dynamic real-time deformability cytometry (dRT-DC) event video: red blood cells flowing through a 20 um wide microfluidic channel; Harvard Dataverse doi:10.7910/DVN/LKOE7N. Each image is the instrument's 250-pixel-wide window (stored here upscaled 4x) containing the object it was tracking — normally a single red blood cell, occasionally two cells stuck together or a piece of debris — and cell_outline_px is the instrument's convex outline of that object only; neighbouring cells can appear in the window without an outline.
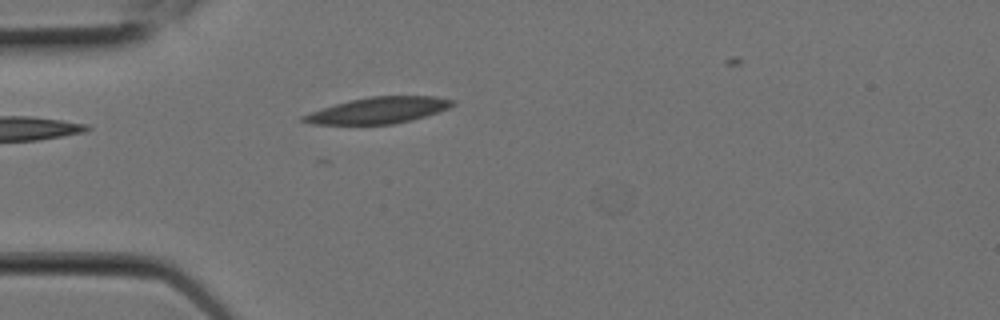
{"species": "Egyptian fruit bat (a non-hibernating species)", "species_latin": "Rousettus aegyptiacus", "temperature_condition": "room temperature", "stored_images_in_passage": 5, "camera_frame_rate_fps": 3000, "um_per_image_px": 0.085, "animal": {"sex": "female"}, "frame": {"image": 1, "passage_image": 5, "time_ms": 1.333, "image_size_px": [1000, 320], "cell_outline_px": [[456, 104], [448, 108], [412, 120], [392, 124], [312, 124], [300, 120], [300, 116], [336, 104], [352, 100], [372, 96], [436, 96], [456, 100]], "centroid_in_image_um": [32.21, 9.37], "position_along_channel_um": 52.8, "area_um2": 22.54}}